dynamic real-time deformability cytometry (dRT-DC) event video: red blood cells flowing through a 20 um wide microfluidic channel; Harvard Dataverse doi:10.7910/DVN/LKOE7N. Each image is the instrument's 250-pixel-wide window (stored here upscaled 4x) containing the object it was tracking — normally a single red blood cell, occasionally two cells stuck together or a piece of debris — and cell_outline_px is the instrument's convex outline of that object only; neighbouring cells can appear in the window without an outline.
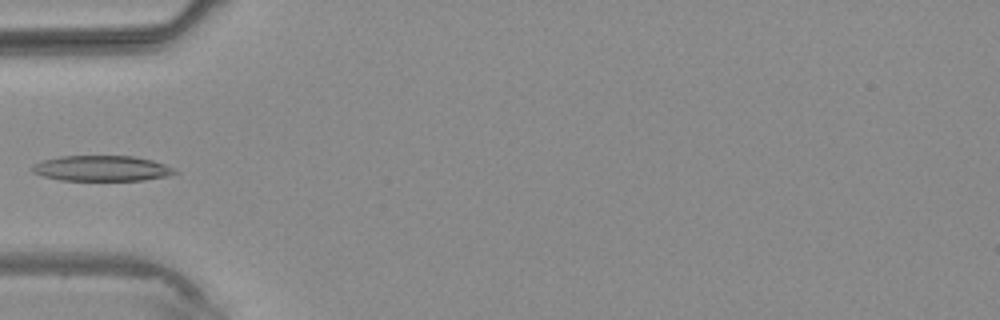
{"species": "common noctule bat (a hibernating species)", "species_latin": "Nyctalus noctula", "temperature_condition": "warm", "stored_images_in_passage": 4, "camera_frame_rate_fps": 3000, "um_per_image_px": 0.085, "animal": {"sex": "male", "body_mass_g": 20.4}, "frame": {"image": 1, "passage_image": 4, "time_ms": 4.0, "image_size_px": [1000, 320], "cell_outline_px": [[180, 172], [164, 176], [144, 180], [60, 180], [44, 176], [32, 172], [32, 168], [36, 164], [44, 160], [60, 156], [132, 156], [152, 160], [164, 164]], "centroid_in_image_um": [8.66, 14.31], "position_along_channel_um": 76.3, "area_um2": 20.87}}